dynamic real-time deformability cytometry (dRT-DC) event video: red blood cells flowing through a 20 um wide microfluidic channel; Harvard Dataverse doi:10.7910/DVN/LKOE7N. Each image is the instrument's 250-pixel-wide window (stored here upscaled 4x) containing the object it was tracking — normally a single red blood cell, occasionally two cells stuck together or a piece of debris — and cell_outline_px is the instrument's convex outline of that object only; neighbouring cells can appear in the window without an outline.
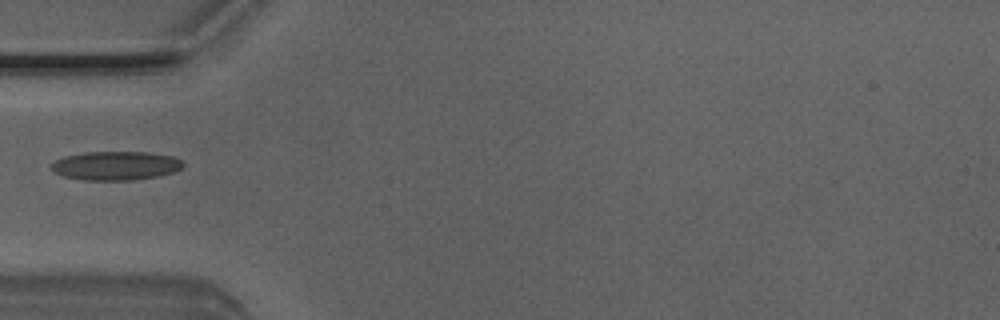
{"species": "Egyptian fruit bat (a non-hibernating species)", "species_latin": "Rousettus aegyptiacus", "temperature_condition": "room temperature", "stored_images_in_passage": 2, "camera_frame_rate_fps": 3000, "um_per_image_px": 0.085, "animal": {"sex": "male"}, "frame": {"image": 1, "passage_image": 1, "time_ms": 0.0, "image_size_px": [1000, 320], "cell_outline_px": [[184, 164], [180, 168], [172, 172], [160, 176], [132, 180], [84, 180], [64, 176], [56, 172], [52, 168], [52, 160], [64, 156], [84, 152], [148, 152], [172, 156], [180, 160]], "centroid_in_image_um": [9.82, 14.08], "position_along_channel_um": 75.2, "area_um2": 22.08}}